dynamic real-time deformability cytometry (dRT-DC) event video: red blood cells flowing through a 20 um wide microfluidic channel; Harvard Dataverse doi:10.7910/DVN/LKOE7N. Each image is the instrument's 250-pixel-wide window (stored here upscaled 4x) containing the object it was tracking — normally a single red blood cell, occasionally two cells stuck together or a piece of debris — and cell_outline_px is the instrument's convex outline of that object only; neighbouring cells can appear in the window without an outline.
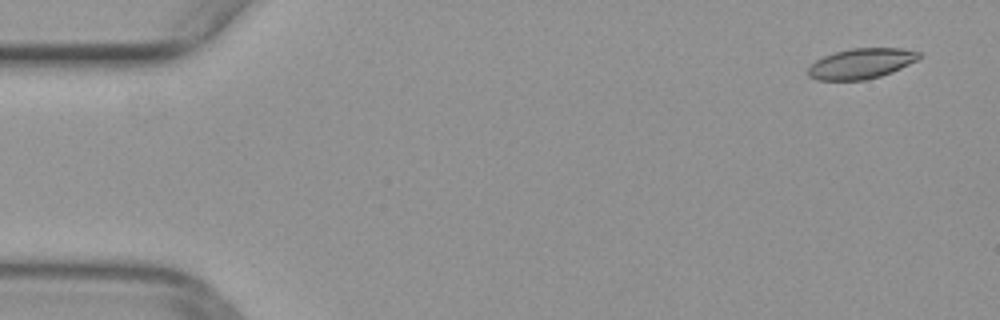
{"species": "common noctule bat (a hibernating species)", "species_latin": "Nyctalus noctula", "temperature_condition": "warm", "stored_images_in_passage": 48, "camera_frame_rate_fps": 3000, "um_per_image_px": 0.085, "animal": {"sex": "female", "body_mass_g": 29.2, "forearm_length_mm": 56.3}, "frame": {"image": 1, "passage_image": 3, "time_ms": 0.667, "image_size_px": [1000, 320], "cell_outline_px": [[920, 56], [916, 60], [892, 72], [880, 76], [864, 80], [816, 80], [808, 76], [808, 68], [816, 60], [824, 56], [836, 52], [852, 48], [900, 48], [920, 52]], "centroid_in_image_um": [73.17, 5.41], "position_along_channel_um": 11.8, "area_um2": 19.42}}
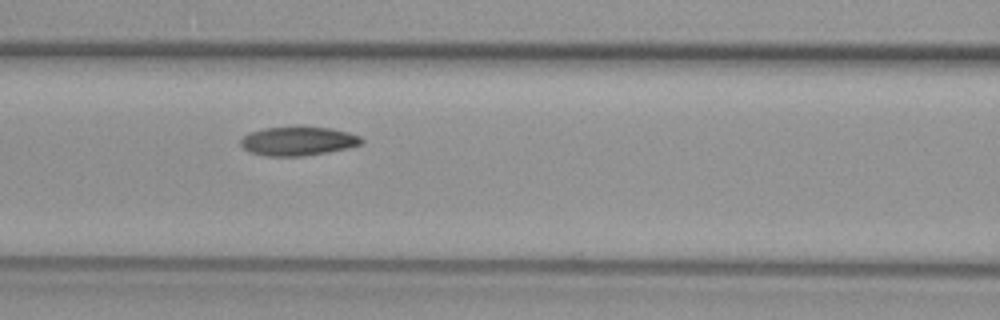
{"frame": {"image": 2, "passage_image": 22, "time_ms": 7.0, "image_size_px": [1000, 320], "cell_outline_px": [[364, 140], [360, 144], [348, 148], [328, 152], [304, 156], [264, 156], [248, 152], [240, 144], [240, 140], [248, 132], [264, 128], [332, 128], [348, 132], [360, 136]], "centroid_in_image_um": [25.31, 12.01], "position_along_channel_um": 141.3, "area_um2": 20.17}}
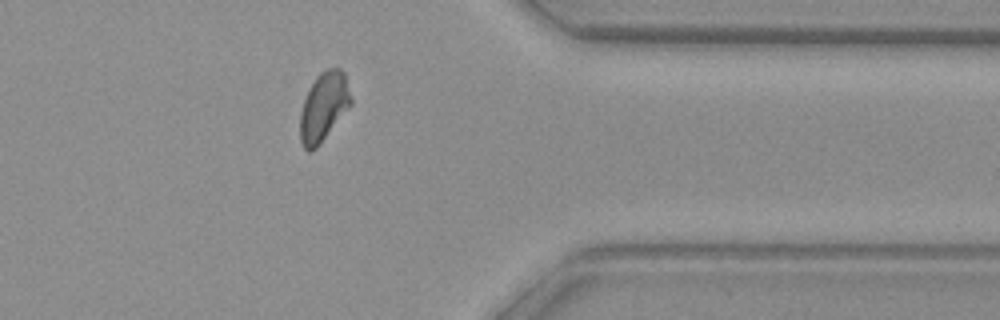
{"frame": {"image": 3, "passage_image": 41, "time_ms": 13.333, "image_size_px": [1000, 320], "cell_outline_px": [[352, 104], [320, 144], [312, 152], [308, 152], [304, 148], [300, 140], [300, 112], [308, 88], [316, 76], [320, 72], [328, 68], [340, 68], [344, 72], [352, 100]], "centroid_in_image_um": [27.5, 9.08], "position_along_channel_um": 383.9, "area_um2": 20.52}}